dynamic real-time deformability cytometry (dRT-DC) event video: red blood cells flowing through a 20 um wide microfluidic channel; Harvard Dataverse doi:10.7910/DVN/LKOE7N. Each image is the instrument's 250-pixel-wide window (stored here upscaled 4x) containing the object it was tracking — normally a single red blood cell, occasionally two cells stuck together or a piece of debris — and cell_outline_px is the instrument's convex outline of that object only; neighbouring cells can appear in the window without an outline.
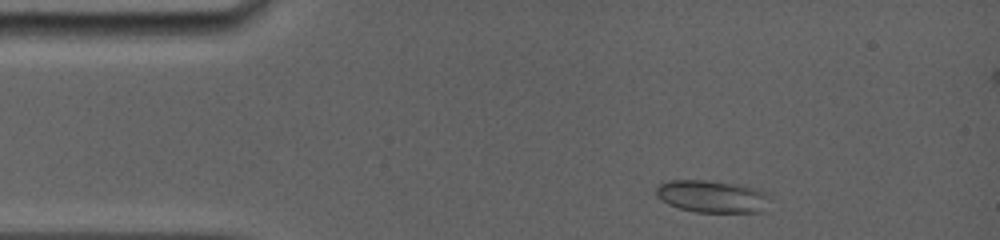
{"species": "common noctule bat (a hibernating species)", "species_latin": "Nyctalus noctula", "temperature_condition": "room temperature", "stored_images_in_passage": 19, "camera_frame_rate_fps": 5000, "um_per_image_px": 0.085, "animal": {"sex": "female", "body_mass_g": 19.0, "forearm_length_mm": 56.7}, "frame": {"image": 1, "passage_image": 1, "time_ms": 0.0, "image_size_px": [1000, 240], "cell_outline_px": [[772, 196], [760, 212], [696, 212], [680, 208], [668, 204], [660, 200], [656, 196], [656, 188], [660, 184], [668, 180], [704, 180], [736, 184], [756, 188], [768, 192]], "centroid_in_image_um": [60.53, 16.69], "position_along_channel_um": 24.5, "area_um2": 21.5}}
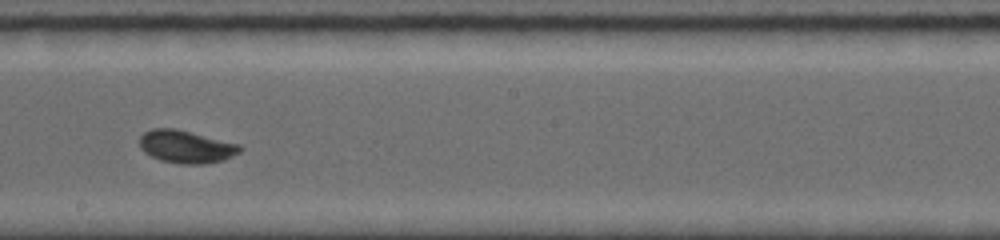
{"frame": {"image": 2, "passage_image": 11, "time_ms": 6.8, "image_size_px": [1000, 240], "cell_outline_px": [[244, 148], [240, 152], [224, 160], [204, 164], [180, 164], [160, 160], [144, 152], [140, 148], [140, 136], [144, 132], [152, 128], [176, 128], [240, 144]], "centroid_in_image_um": [15.83, 12.46], "position_along_channel_um": 232.4, "area_um2": 19.31}}
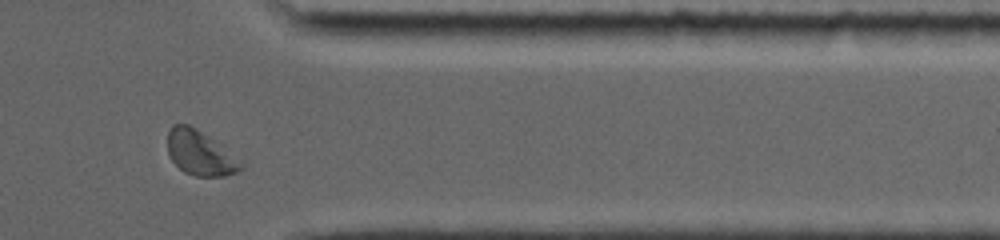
{"frame": {"image": 3, "passage_image": 17, "time_ms": 11.0, "image_size_px": [1000, 240], "cell_outline_px": [[244, 168], [236, 172], [224, 176], [196, 176], [184, 172], [172, 160], [168, 152], [168, 132], [172, 124], [188, 124], [212, 140], [244, 164]], "centroid_in_image_um": [16.97, 13.03], "position_along_channel_um": 394.4, "area_um2": 18.44}, "authors_computed_cell_mechanics": {"area_um2": 19.0162, "velocity_mm_per_s": 3.8835, "shape_relaxation_time_tau1_ms": 3.4276, "shape_relaxation_time_tau2_ms": null, "deformation_change_tau1": 0.1106, "deformation_change_tau2": null}}